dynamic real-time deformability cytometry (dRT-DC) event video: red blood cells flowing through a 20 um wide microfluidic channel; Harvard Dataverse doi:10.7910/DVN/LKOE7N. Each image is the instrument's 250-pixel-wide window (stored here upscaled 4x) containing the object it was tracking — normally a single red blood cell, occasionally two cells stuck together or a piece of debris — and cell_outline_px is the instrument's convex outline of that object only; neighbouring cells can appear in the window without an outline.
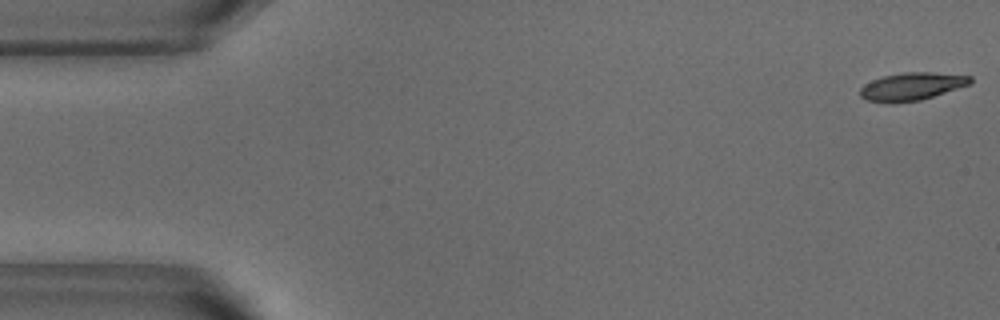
{"species": "common noctule bat (a hibernating species)", "species_latin": "Nyctalus noctula", "temperature_condition": "warm", "stored_images_in_passage": 52, "camera_frame_rate_fps": 3000, "um_per_image_px": 0.085, "animal": {"sex": "male", "body_mass_g": 18.8}, "frame": {"image": 1, "passage_image": 1, "time_ms": 0.0, "image_size_px": [1000, 320], "cell_outline_px": [[972, 84], [920, 100], [892, 104], [868, 100], [860, 96], [860, 88], [864, 84], [872, 80], [884, 76], [904, 72], [932, 72], [972, 76]], "centroid_in_image_um": [77.51, 7.35], "position_along_channel_um": 7.5, "area_um2": 17.92}}
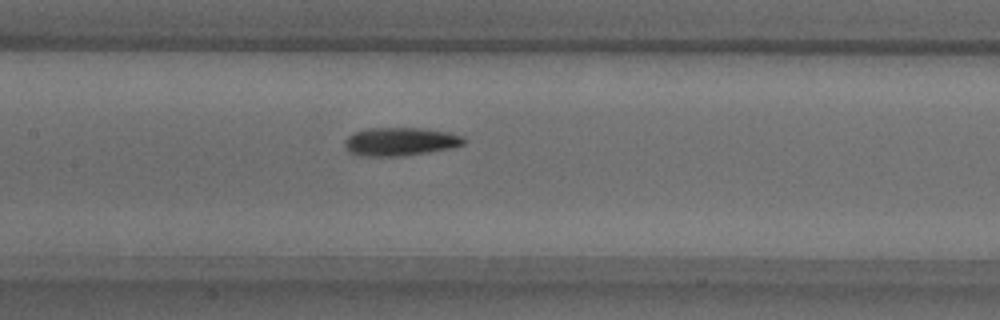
{"frame": {"image": 2, "passage_image": 24, "time_ms": 7.667, "image_size_px": [1000, 320], "cell_outline_px": [[468, 140], [464, 144], [452, 148], [428, 152], [400, 156], [360, 156], [348, 152], [344, 148], [344, 140], [352, 132], [364, 128], [428, 128], [448, 132], [464, 136]], "centroid_in_image_um": [34.01, 12.03], "position_along_channel_um": 173.4, "area_um2": 20.11}}
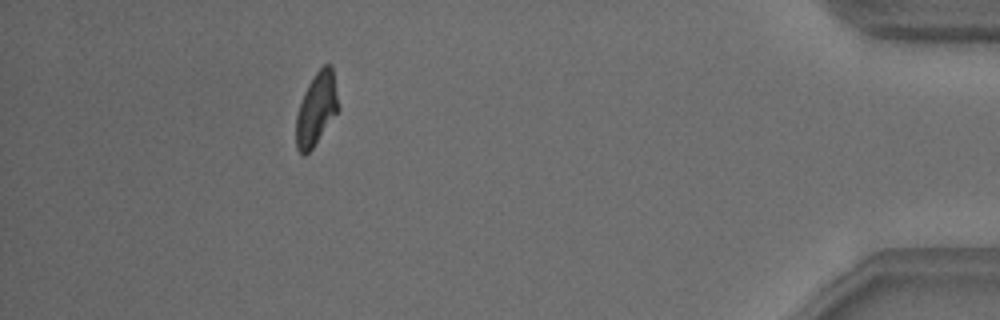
{"frame": {"image": 3, "passage_image": 47, "time_ms": 15.333, "image_size_px": [1000, 320], "cell_outline_px": [[340, 108], [312, 148], [304, 156], [296, 148], [296, 116], [304, 92], [308, 84], [316, 72], [324, 64], [332, 64]], "centroid_in_image_um": [26.9, 9.23], "position_along_channel_um": 408.3, "area_um2": 17.8}, "authors_computed_cell_mechanics": {"area_um2": 18.7561, "velocity_mm_per_s": 3.8284, "shape_relaxation_time_tau1_ms": 3.6194, "shape_relaxation_time_tau2_ms": 4.5537, "deformation_change_tau1": 0.1689, "deformation_change_tau2": 0.1134}}